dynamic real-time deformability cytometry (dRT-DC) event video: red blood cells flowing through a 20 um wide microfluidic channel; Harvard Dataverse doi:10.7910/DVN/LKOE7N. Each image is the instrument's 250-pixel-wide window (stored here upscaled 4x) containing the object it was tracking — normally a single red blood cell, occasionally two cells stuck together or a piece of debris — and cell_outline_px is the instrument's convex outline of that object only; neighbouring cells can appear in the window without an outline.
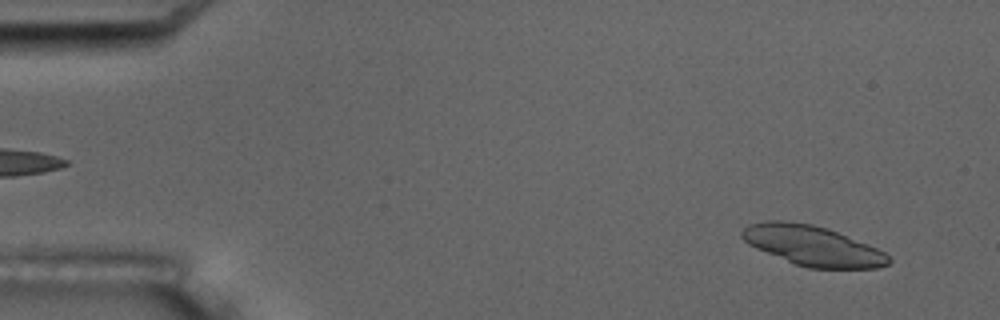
{"species": "common noctule bat (a hibernating species)", "species_latin": "Nyctalus noctula", "temperature_condition": "room temperature", "stored_images_in_passage": 6, "camera_frame_rate_fps": 3000, "um_per_image_px": 0.085, "animal": {"sex": "male", "body_mass_g": 17.5, "forearm_length_mm": 52.3}, "frame": {"image": 1, "passage_image": 1, "time_ms": 0.0, "image_size_px": [1000, 320], "cell_outline_px": [[892, 260], [888, 264], [876, 268], [808, 268], [796, 264], [756, 248], [748, 244], [740, 236], [740, 232], [748, 224], [768, 220], [780, 220], [812, 224], [828, 228], [868, 244], [884, 252]], "centroid_in_image_um": [69.05, 20.87], "position_along_channel_um": 15.9, "area_um2": 33.99}}